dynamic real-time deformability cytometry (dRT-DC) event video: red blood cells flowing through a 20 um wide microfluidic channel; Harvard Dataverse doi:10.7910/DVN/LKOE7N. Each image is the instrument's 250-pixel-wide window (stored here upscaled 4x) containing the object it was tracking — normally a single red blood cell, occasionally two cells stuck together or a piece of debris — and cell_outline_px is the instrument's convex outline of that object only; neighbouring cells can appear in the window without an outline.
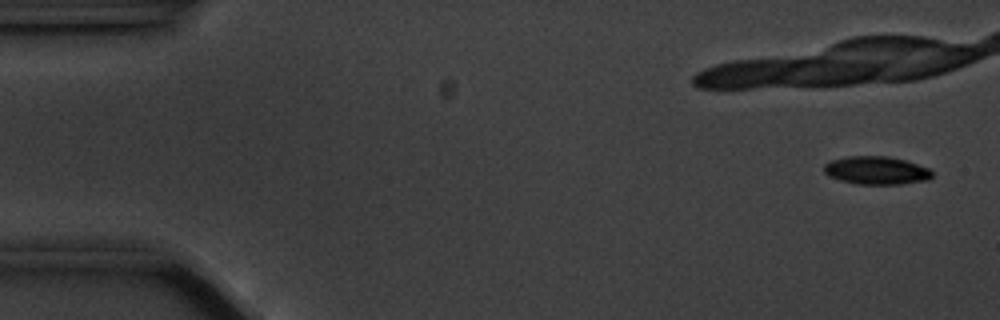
{"species": "common noctule bat (a hibernating species)", "species_latin": "Nyctalus noctula", "temperature_condition": "cold", "stored_images_in_passage": 18, "camera_frame_rate_fps": 3000, "um_per_image_px": 0.085, "animal": {"sex": "male", "body_mass_g": 20.1, "forearm_length_mm": 53.5}, "frame": {"image": 1, "passage_image": 3, "time_ms": 0.667, "image_size_px": [1000, 320], "cell_outline_px": [[932, 176], [928, 180], [900, 184], [856, 184], [840, 180], [828, 176], [824, 172], [824, 164], [832, 160], [848, 156], [888, 156], [904, 160], [928, 168], [932, 172]], "centroid_in_image_um": [74.47, 14.49], "position_along_channel_um": 10.5, "area_um2": 17.63}}